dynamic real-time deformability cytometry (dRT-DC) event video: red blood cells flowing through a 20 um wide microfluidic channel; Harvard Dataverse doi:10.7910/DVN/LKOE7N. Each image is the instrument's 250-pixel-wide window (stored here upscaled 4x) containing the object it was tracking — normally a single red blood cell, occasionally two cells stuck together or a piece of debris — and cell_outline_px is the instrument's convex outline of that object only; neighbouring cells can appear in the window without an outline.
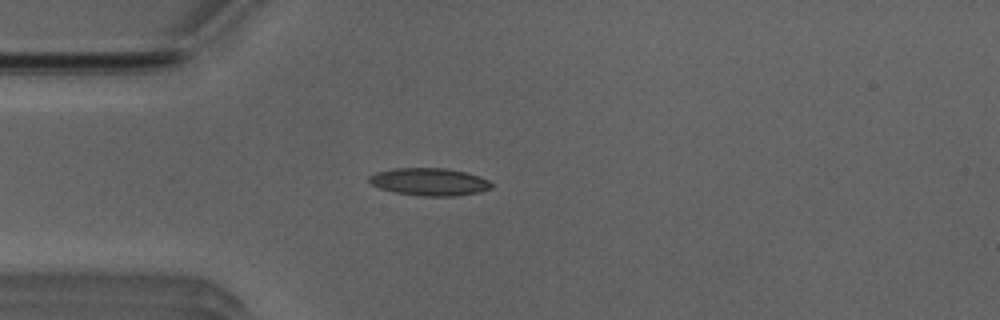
{"species": "Egyptian fruit bat (a non-hibernating species)", "species_latin": "Rousettus aegyptiacus", "temperature_condition": "room temperature", "stored_images_in_passage": 51, "camera_frame_rate_fps": 3000, "um_per_image_px": 0.085, "animal": {"sex": "male"}, "frame": {"image": 1, "passage_image": 13, "time_ms": 4.0, "image_size_px": [1000, 320], "cell_outline_px": [[492, 188], [480, 192], [456, 196], [420, 196], [392, 192], [380, 188], [372, 184], [368, 180], [368, 176], [376, 172], [396, 168], [444, 168], [464, 172], [480, 176], [488, 180], [492, 184]], "centroid_in_image_um": [36.49, 15.46], "position_along_channel_um": 48.5, "area_um2": 19.71}}
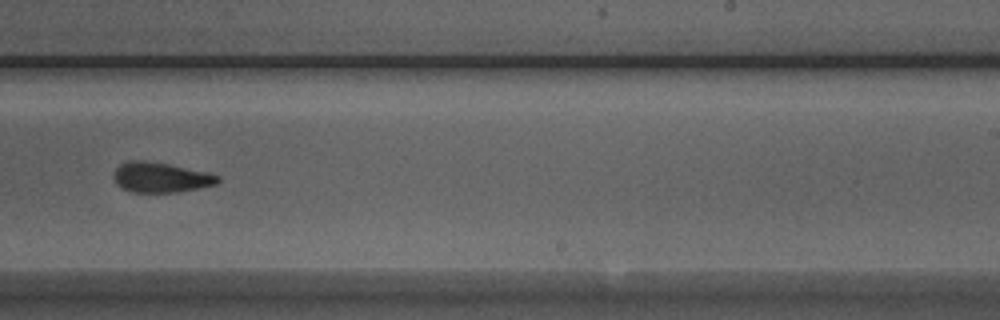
{"frame": {"image": 2, "passage_image": 31, "time_ms": 10.0, "image_size_px": [1000, 320], "cell_outline_px": [[220, 180], [216, 184], [200, 188], [180, 192], [128, 192], [116, 184], [112, 176], [112, 172], [120, 164], [128, 160], [144, 160], [168, 164], [208, 172], [220, 176]], "centroid_in_image_um": [13.63, 15.08], "position_along_channel_um": 275.4, "area_um2": 18.55}}
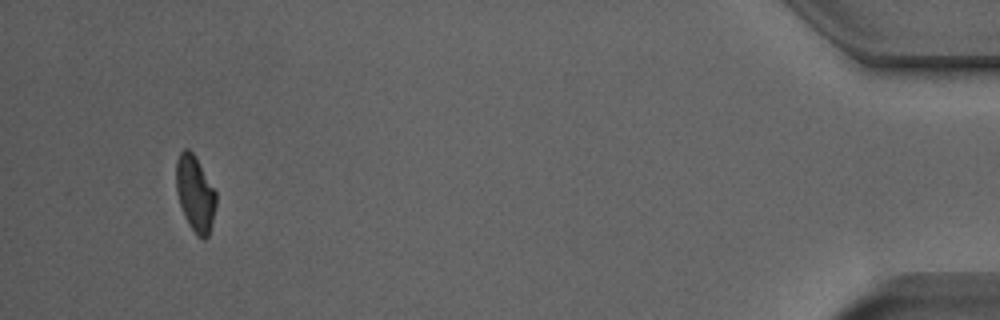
{"frame": {"image": 3, "passage_image": 48, "time_ms": 15.667, "image_size_px": [1000, 320], "cell_outline_px": [[216, 204], [208, 236], [204, 240], [200, 240], [196, 236], [188, 224], [184, 216], [176, 192], [176, 160], [180, 152], [184, 148], [188, 148], [192, 152], [216, 192]], "centroid_in_image_um": [16.57, 16.49], "position_along_channel_um": 418.6, "area_um2": 17.57}, "authors_computed_cell_mechanics": {"area_um2": 18.6116, "velocity_mm_per_s": 3.9566, "shape_relaxation_time_tau1_ms": 5.2403, "shape_relaxation_time_tau2_ms": 2.8033, "deformation_change_tau1": 0.163, "deformation_change_tau2": 0.111}}